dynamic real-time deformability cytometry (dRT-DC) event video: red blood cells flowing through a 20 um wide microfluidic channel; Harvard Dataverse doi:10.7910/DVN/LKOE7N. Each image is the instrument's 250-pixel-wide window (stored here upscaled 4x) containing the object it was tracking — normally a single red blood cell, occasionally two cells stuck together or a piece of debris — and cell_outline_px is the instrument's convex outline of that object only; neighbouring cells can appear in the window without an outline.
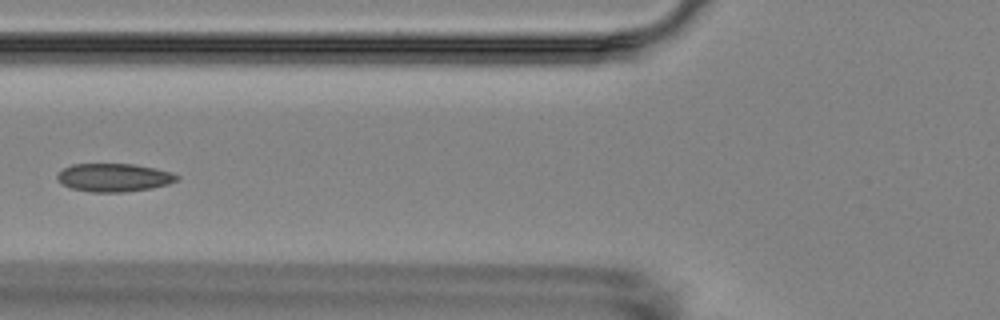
{"species": "Egyptian fruit bat (a non-hibernating species)", "species_latin": "Rousettus aegyptiacus", "temperature_condition": "room temperature", "stored_images_in_passage": 5, "camera_frame_rate_fps": 3000, "um_per_image_px": 0.085, "animal": {"sex": "female"}, "frame": {"image": 1, "passage_image": 5, "time_ms": 5.667, "image_size_px": [1000, 320], "cell_outline_px": [[180, 180], [168, 184], [152, 188], [124, 192], [88, 192], [72, 188], [60, 184], [56, 180], [56, 176], [64, 168], [72, 164], [132, 164], [156, 168], [172, 172], [180, 176]], "centroid_in_image_um": [9.7, 15.09], "position_along_channel_um": 116.1, "area_um2": 19.88}}